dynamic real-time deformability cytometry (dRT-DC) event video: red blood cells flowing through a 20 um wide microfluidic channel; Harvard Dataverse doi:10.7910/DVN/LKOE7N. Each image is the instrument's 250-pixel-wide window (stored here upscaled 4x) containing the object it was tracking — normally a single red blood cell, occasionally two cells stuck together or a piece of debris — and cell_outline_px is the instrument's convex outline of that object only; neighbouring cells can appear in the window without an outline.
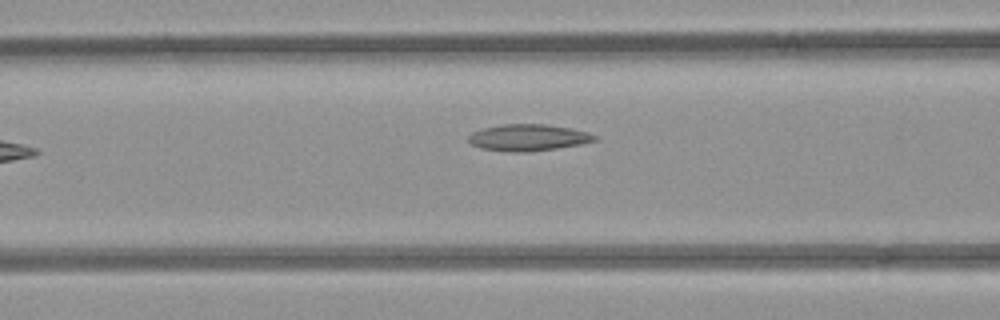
{"species": "common noctule bat (a hibernating species)", "species_latin": "Nyctalus noctula", "temperature_condition": "room temperature", "stored_images_in_passage": 8, "camera_frame_rate_fps": 3000, "um_per_image_px": 0.085, "animal": {"sex": "female", "body_mass_g": 21.9}, "frame": {"image": 1, "passage_image": 8, "time_ms": 9.333, "image_size_px": [1000, 320], "cell_outline_px": [[600, 140], [580, 144], [556, 148], [528, 152], [508, 152], [480, 148], [472, 144], [468, 140], [468, 136], [472, 132], [484, 128], [504, 124], [544, 124], [572, 128], [588, 132], [596, 136]], "centroid_in_image_um": [44.91, 11.69], "position_along_channel_um": 121.7, "area_um2": 19.59}}